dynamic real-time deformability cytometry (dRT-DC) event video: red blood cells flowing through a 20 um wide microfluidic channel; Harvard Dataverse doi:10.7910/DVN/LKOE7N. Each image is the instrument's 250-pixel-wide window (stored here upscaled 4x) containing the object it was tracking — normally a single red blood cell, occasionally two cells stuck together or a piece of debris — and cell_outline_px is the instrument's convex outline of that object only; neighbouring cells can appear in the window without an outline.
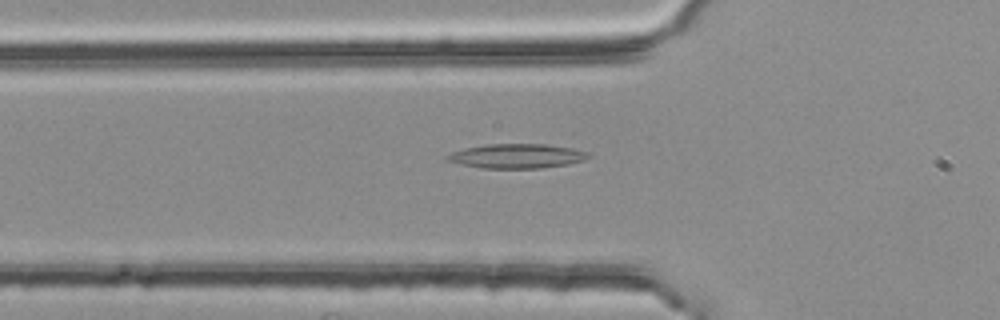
{"species": "common noctule bat (a hibernating species)", "species_latin": "Nyctalus noctula", "temperature_condition": "room temperature", "stored_images_in_passage": 36, "camera_frame_rate_fps": 3000, "um_per_image_px": 0.085, "animal": {"sex": "female", "body_mass_g": 25.1}, "frame": {"image": 1, "passage_image": 5, "time_ms": 1.333, "image_size_px": [1000, 320], "cell_outline_px": [[592, 156], [584, 160], [568, 164], [540, 168], [480, 168], [460, 164], [448, 160], [444, 156], [452, 152], [464, 148], [488, 144], [544, 144], [572, 148], [588, 152]], "centroid_in_image_um": [43.93, 13.26], "position_along_channel_um": 81.9, "area_um2": 20.06}}
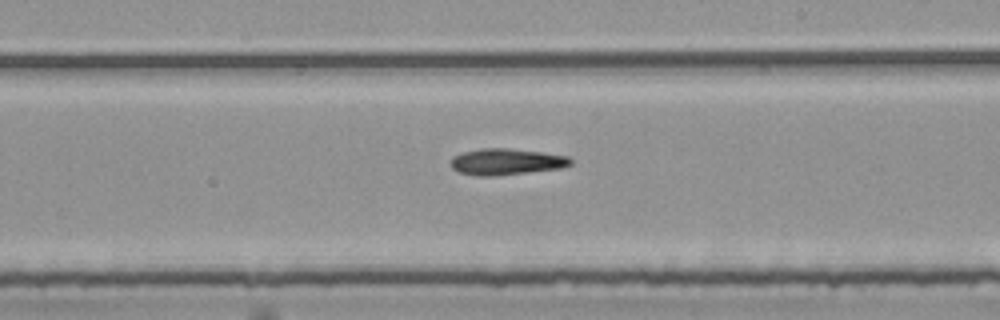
{"frame": {"image": 2, "passage_image": 18, "time_ms": 5.667, "image_size_px": [1000, 320], "cell_outline_px": [[572, 164], [560, 168], [492, 176], [476, 176], [460, 172], [452, 168], [452, 156], [464, 152], [484, 148], [508, 148], [540, 152], [568, 156], [572, 160]], "centroid_in_image_um": [43.03, 13.74], "position_along_channel_um": 246.0, "area_um2": 18.09}}
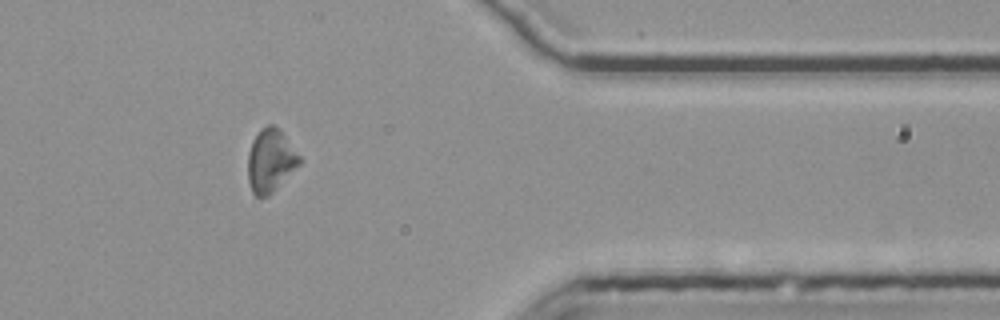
{"frame": {"image": 3, "passage_image": 31, "time_ms": 10.0, "image_size_px": [1000, 320], "cell_outline_px": [[304, 160], [268, 196], [256, 196], [252, 192], [248, 180], [248, 152], [252, 140], [260, 128], [268, 124], [272, 124], [280, 128]], "centroid_in_image_um": [23.01, 13.6], "position_along_channel_um": 388.4, "area_um2": 19.19}}